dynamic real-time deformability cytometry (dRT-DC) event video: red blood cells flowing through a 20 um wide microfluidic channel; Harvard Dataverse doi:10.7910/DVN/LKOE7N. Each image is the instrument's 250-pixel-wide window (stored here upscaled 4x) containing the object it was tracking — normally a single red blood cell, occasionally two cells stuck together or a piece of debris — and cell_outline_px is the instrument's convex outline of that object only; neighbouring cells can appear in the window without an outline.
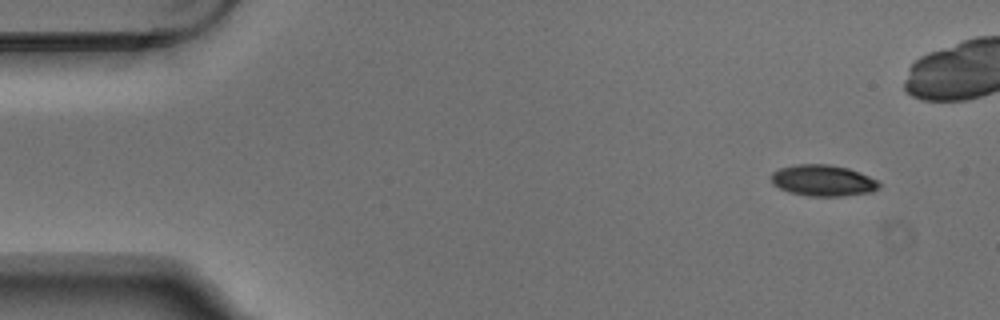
{"species": "Egyptian fruit bat (a non-hibernating species)", "species_latin": "Rousettus aegyptiacus", "temperature_condition": "warm", "stored_images_in_passage": 5, "camera_frame_rate_fps": 3000, "um_per_image_px": 0.085, "animal": {"sex": "male"}, "frame": {"image": 1, "passage_image": 1, "time_ms": 0.0, "image_size_px": [1000, 320], "cell_outline_px": [[880, 188], [872, 192], [840, 196], [808, 196], [788, 192], [772, 184], [772, 172], [780, 168], [796, 164], [828, 164], [848, 168], [860, 172], [876, 180], [880, 184]], "centroid_in_image_um": [69.95, 15.34], "position_along_channel_um": 15.0, "area_um2": 19.65}}